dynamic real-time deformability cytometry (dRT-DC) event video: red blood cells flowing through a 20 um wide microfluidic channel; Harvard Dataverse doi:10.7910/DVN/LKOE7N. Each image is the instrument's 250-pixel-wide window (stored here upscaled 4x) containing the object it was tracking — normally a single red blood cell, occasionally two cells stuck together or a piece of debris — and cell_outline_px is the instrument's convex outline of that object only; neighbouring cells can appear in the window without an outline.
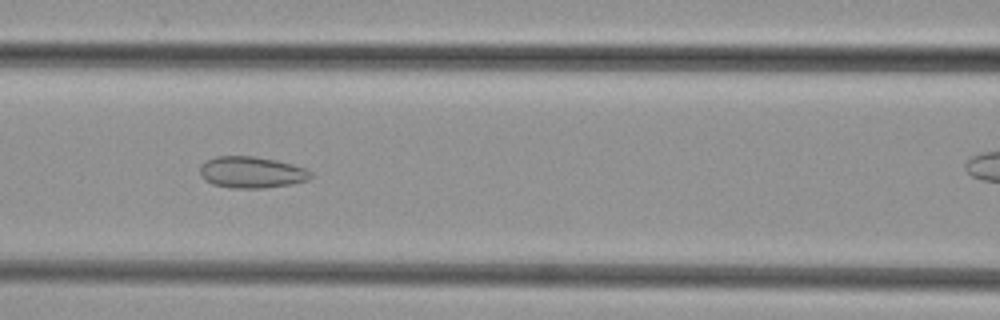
{"species": "common noctule bat (a hibernating species)", "species_latin": "Nyctalus noctula", "temperature_condition": "cold", "stored_images_in_passage": 39, "camera_frame_rate_fps": 3000, "um_per_image_px": 0.085, "animal": {"sex": "female", "body_mass_g": 29.2, "forearm_length_mm": 56.3}, "frame": {"image": 1, "passage_image": 20, "time_ms": 6.333, "image_size_px": [1000, 320], "cell_outline_px": [[312, 176], [308, 180], [292, 184], [264, 188], [232, 188], [212, 184], [204, 180], [200, 176], [200, 164], [216, 156], [256, 156], [276, 160], [292, 164], [304, 168], [312, 172]], "centroid_in_image_um": [21.37, 14.65], "position_along_channel_um": 145.2, "area_um2": 20.46}}
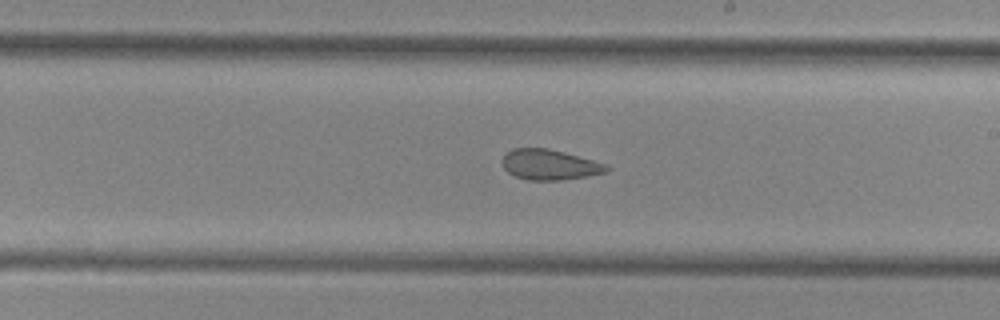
{"frame": {"image": 2, "passage_image": 27, "time_ms": 8.667, "image_size_px": [1000, 320], "cell_outline_px": [[612, 168], [608, 172], [588, 176], [560, 180], [528, 180], [516, 176], [508, 172], [504, 168], [500, 160], [512, 148], [548, 148], [564, 152], [608, 164]], "centroid_in_image_um": [46.75, 14.0], "position_along_channel_um": 242.3, "area_um2": 18.61}}
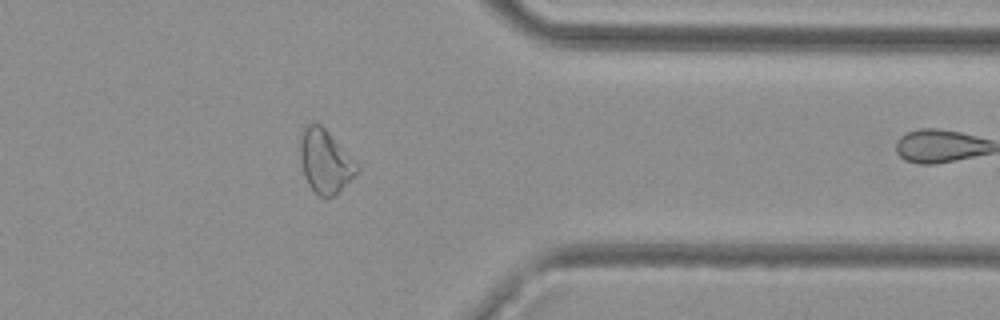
{"frame": {"image": 3, "passage_image": 38, "time_ms": 12.333, "image_size_px": [1000, 320], "cell_outline_px": [[360, 168], [336, 196], [320, 196], [308, 184], [304, 176], [300, 160], [300, 144], [304, 128], [312, 120], [320, 124], [360, 164]], "centroid_in_image_um": [27.65, 13.7], "position_along_channel_um": 383.7, "area_um2": 20.98}}